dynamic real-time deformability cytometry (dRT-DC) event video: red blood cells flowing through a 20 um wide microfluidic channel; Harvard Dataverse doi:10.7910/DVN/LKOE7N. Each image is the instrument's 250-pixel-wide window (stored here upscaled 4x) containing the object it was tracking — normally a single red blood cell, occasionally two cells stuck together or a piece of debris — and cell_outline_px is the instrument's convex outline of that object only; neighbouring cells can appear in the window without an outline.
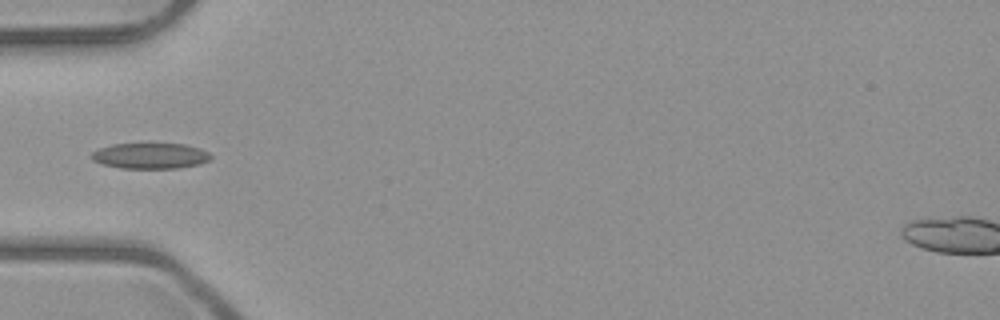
{"species": "common noctule bat (a hibernating species)", "species_latin": "Nyctalus noctula", "temperature_condition": "room temperature", "stored_images_in_passage": 6, "camera_frame_rate_fps": 3000, "um_per_image_px": 0.085, "animal": {"sex": "male", "body_mass_g": 23.1, "forearm_length_mm": 52.7}, "frame": {"image": 1, "passage_image": 4, "time_ms": 4.667, "image_size_px": [1000, 320], "cell_outline_px": [[212, 156], [208, 160], [200, 164], [176, 168], [120, 168], [104, 164], [92, 160], [88, 156], [92, 152], [100, 148], [112, 144], [152, 140], [184, 144], [200, 148], [208, 152]], "centroid_in_image_um": [12.75, 13.18], "position_along_channel_um": 72.2, "area_um2": 18.84}}
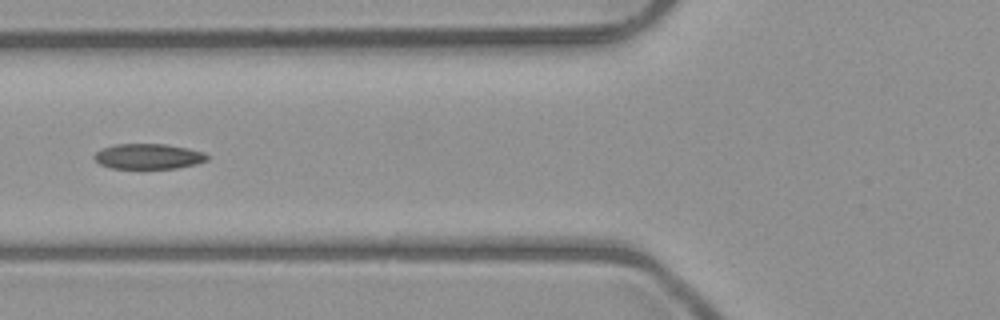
{"frame": {"image": 2, "passage_image": 5, "time_ms": 5.667, "image_size_px": [1000, 320], "cell_outline_px": [[208, 160], [196, 164], [176, 168], [112, 168], [100, 164], [92, 156], [96, 152], [104, 148], [116, 144], [164, 144], [188, 148], [204, 152], [208, 156]], "centroid_in_image_um": [12.63, 13.29], "position_along_channel_um": 113.2, "area_um2": 16.53}}
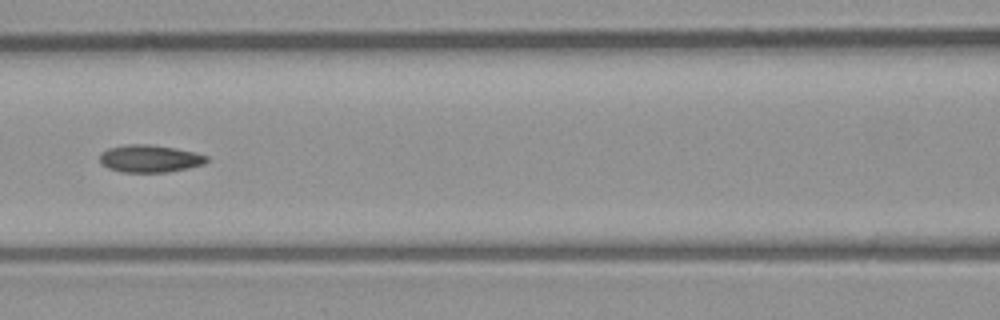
{"frame": {"image": 3, "passage_image": 6, "time_ms": 6.667, "image_size_px": [1000, 320], "cell_outline_px": [[208, 160], [204, 164], [188, 168], [168, 172], [120, 172], [108, 168], [100, 164], [100, 152], [108, 148], [128, 144], [148, 144], [176, 148], [196, 152], [208, 156]], "centroid_in_image_um": [12.72, 13.48], "position_along_channel_um": 153.9, "area_um2": 17.28}}